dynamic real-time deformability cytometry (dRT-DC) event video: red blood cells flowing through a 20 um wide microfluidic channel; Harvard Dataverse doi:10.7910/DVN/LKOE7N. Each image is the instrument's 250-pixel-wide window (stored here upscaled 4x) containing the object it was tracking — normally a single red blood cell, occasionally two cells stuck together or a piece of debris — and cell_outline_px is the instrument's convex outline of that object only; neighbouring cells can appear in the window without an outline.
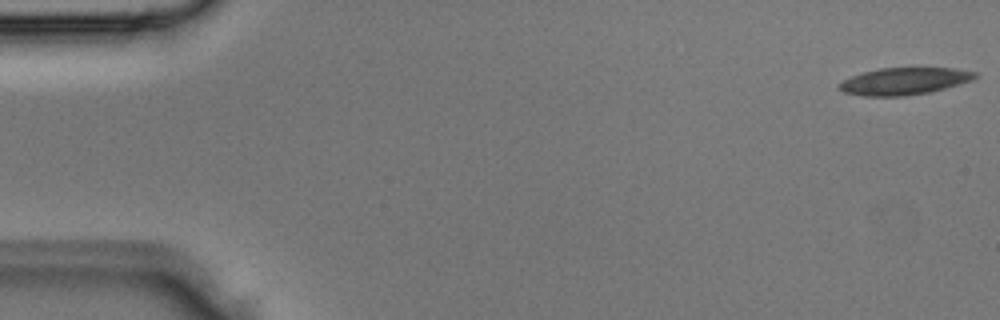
{"species": "Egyptian fruit bat (a non-hibernating species)", "species_latin": "Rousettus aegyptiacus", "temperature_condition": "room temperature", "stored_images_in_passage": 5, "camera_frame_rate_fps": 3000, "um_per_image_px": 0.085, "animal": {"sex": "male"}, "frame": {"image": 1, "passage_image": 1, "time_ms": 0.0, "image_size_px": [1000, 320], "cell_outline_px": [[980, 76], [972, 80], [944, 88], [928, 92], [904, 96], [864, 96], [844, 92], [836, 88], [844, 80], [852, 76], [864, 72], [880, 68], [956, 68], [980, 72]], "centroid_in_image_um": [76.91, 6.89], "position_along_channel_um": 8.1, "area_um2": 21.39}}
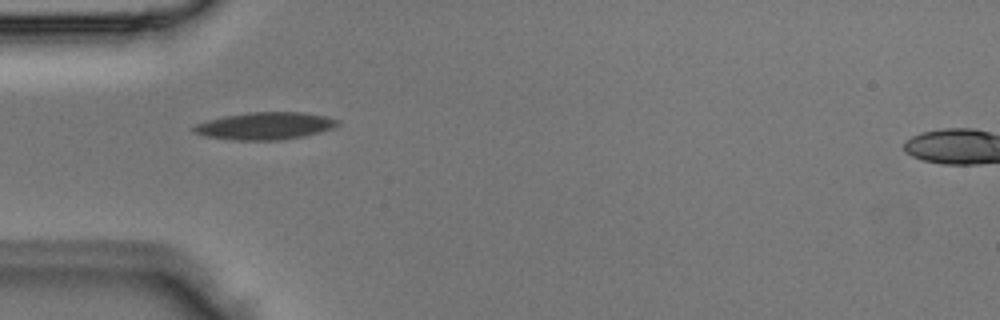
{"frame": {"image": 2, "passage_image": 4, "time_ms": 1.0, "image_size_px": [1000, 320], "cell_outline_px": [[340, 124], [332, 128], [320, 132], [304, 136], [280, 140], [232, 140], [204, 136], [192, 132], [192, 128], [196, 124], [208, 120], [224, 116], [248, 112], [304, 112], [324, 116], [340, 120]], "centroid_in_image_um": [22.52, 10.7], "position_along_channel_um": 62.5, "area_um2": 23.0}}